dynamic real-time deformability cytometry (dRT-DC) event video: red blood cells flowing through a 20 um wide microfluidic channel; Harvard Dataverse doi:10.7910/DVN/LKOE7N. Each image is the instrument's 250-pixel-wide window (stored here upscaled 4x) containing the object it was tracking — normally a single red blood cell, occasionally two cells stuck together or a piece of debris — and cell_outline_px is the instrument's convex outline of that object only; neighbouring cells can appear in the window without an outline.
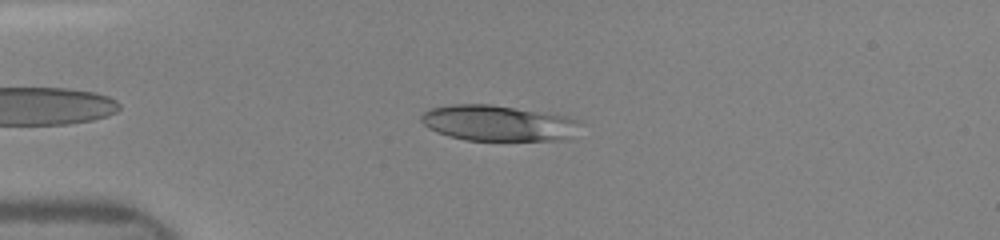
{"species": "human", "species_latin": "Homo sapiens", "temperature_condition": "room temperature", "stored_images_in_passage": 77, "camera_frame_rate_fps": 3000, "um_per_image_px": 0.085, "donor": {"sex": "female"}, "frame": {"image": 1, "passage_image": 13, "time_ms": 2.333, "image_size_px": [1000, 240], "cell_outline_px": [[580, 120], [568, 140], [464, 140], [448, 136], [428, 128], [420, 120], [420, 116], [424, 112], [432, 108], [452, 104], [492, 104], [568, 116]], "centroid_in_image_um": [42.3, 10.46], "position_along_channel_um": 42.7, "area_um2": 33.0}}
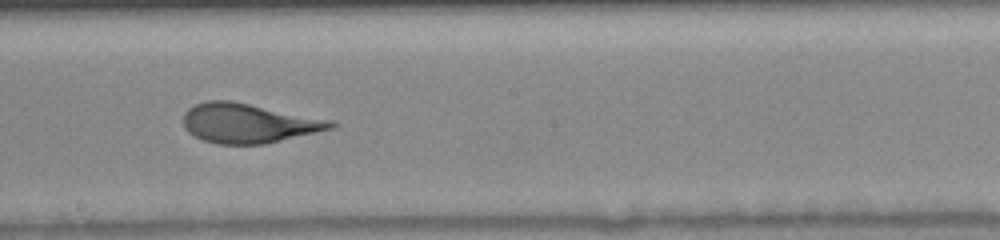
{"frame": {"image": 2, "passage_image": 46, "time_ms": 7.333, "image_size_px": [1000, 240], "cell_outline_px": [[336, 124], [332, 128], [316, 132], [264, 144], [216, 144], [204, 140], [188, 132], [184, 124], [184, 112], [188, 108], [204, 100], [232, 100], [332, 120]], "centroid_in_image_um": [21.09, 10.45], "position_along_channel_um": 227.1, "area_um2": 33.76}}
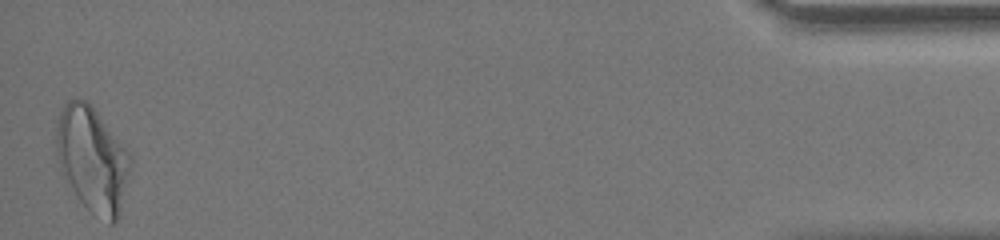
{"frame": {"image": 3, "passage_image": 76, "time_ms": 14.0, "image_size_px": [1000, 240], "cell_outline_px": [[132, 164], [120, 216], [112, 224], [108, 224], [92, 212], [80, 200], [60, 172], [56, 148], [56, 128], [60, 112], [64, 104], [68, 100], [88, 100], [132, 156]], "centroid_in_image_um": [7.87, 13.56], "position_along_channel_um": 427.3, "area_um2": 45.55}}